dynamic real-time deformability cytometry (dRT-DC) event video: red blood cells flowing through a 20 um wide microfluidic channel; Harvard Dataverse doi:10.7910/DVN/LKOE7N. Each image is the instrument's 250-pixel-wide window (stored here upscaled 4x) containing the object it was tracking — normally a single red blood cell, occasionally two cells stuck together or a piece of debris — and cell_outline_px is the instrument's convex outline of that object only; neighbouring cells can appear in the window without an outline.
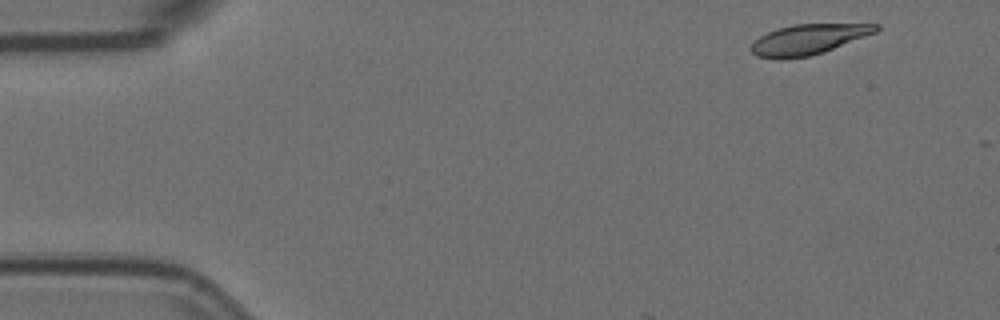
{"species": "Egyptian fruit bat (a non-hibernating species)", "species_latin": "Rousettus aegyptiacus", "temperature_condition": "room temperature", "stored_images_in_passage": 4, "camera_frame_rate_fps": 3000, "um_per_image_px": 0.085, "animal": {"sex": "female"}, "frame": {"image": 1, "passage_image": 1, "time_ms": 0.0, "image_size_px": [1000, 320], "cell_outline_px": [[880, 28], [876, 32], [824, 52], [808, 56], [780, 60], [756, 56], [748, 48], [760, 36], [768, 32], [792, 24], [880, 24]], "centroid_in_image_um": [68.68, 3.36], "position_along_channel_um": 16.3, "area_um2": 21.96}}